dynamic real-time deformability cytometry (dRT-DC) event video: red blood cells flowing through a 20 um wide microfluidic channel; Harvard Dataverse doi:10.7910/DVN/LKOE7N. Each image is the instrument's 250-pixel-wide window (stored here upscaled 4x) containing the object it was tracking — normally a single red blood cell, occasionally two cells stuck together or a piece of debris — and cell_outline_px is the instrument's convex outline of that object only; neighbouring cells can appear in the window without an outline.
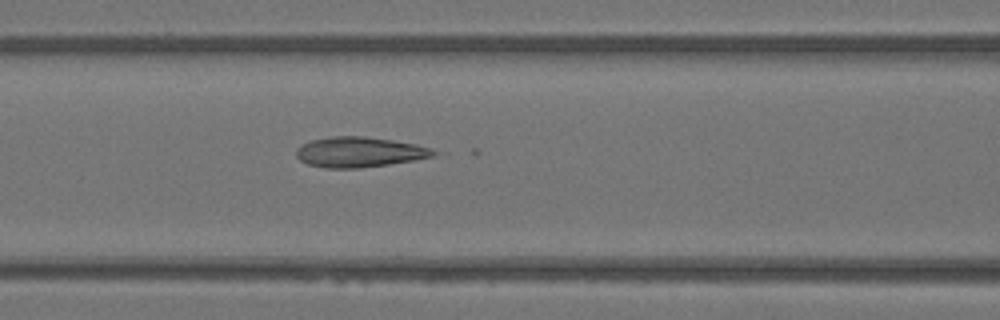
{"species": "Egyptian fruit bat (a non-hibernating species)", "species_latin": "Rousettus aegyptiacus", "temperature_condition": "warm", "stored_images_in_passage": 44, "camera_frame_rate_fps": 3000, "um_per_image_px": 0.085, "animal": {"sex": "female"}, "frame": {"image": 1, "passage_image": 16, "time_ms": 5.0, "image_size_px": [1000, 320], "cell_outline_px": [[440, 152], [432, 156], [416, 160], [360, 168], [324, 168], [308, 164], [300, 160], [296, 156], [296, 148], [312, 140], [332, 136], [364, 136], [392, 140], [416, 144], [432, 148]], "centroid_in_image_um": [30.57, 12.93], "position_along_channel_um": 136.0, "area_um2": 24.22}}
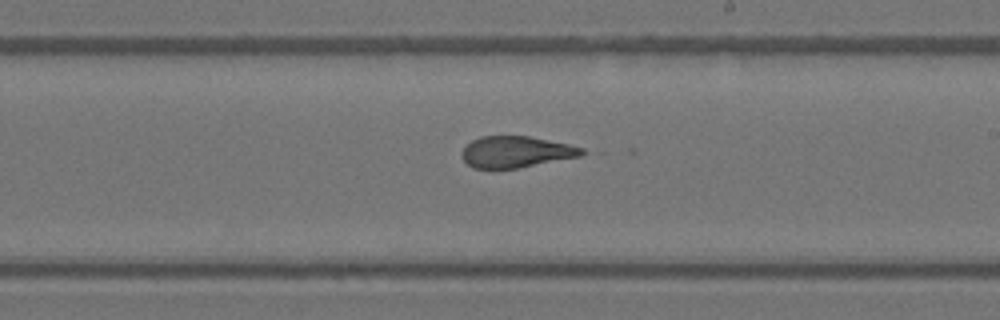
{"frame": {"image": 2, "passage_image": 24, "time_ms": 7.667, "image_size_px": [1000, 320], "cell_outline_px": [[588, 152], [580, 156], [516, 168], [472, 168], [460, 156], [460, 152], [472, 140], [480, 136], [528, 136], [568, 144], [584, 148]], "centroid_in_image_um": [43.85, 12.9], "position_along_channel_um": 245.2, "area_um2": 21.79}}
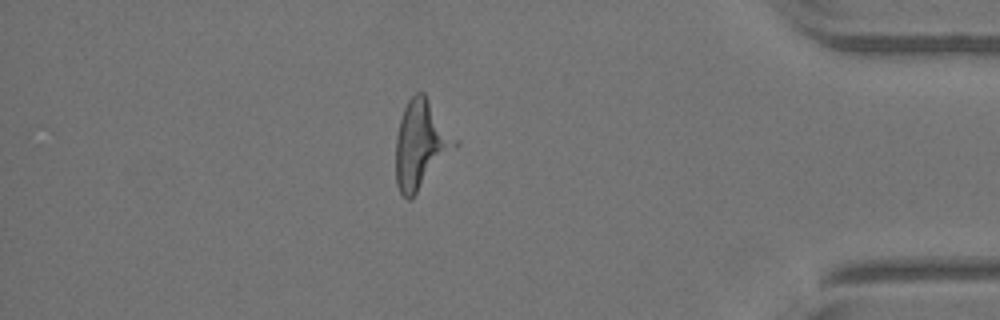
{"frame": {"image": 3, "passage_image": 38, "time_ms": 12.333, "image_size_px": [1000, 320], "cell_outline_px": [[460, 144], [412, 200], [408, 200], [400, 192], [396, 184], [396, 136], [400, 120], [404, 108], [408, 100], [416, 92], [424, 92], [460, 140]], "centroid_in_image_um": [35.82, 12.3], "position_along_channel_um": 399.4, "area_um2": 31.15}}